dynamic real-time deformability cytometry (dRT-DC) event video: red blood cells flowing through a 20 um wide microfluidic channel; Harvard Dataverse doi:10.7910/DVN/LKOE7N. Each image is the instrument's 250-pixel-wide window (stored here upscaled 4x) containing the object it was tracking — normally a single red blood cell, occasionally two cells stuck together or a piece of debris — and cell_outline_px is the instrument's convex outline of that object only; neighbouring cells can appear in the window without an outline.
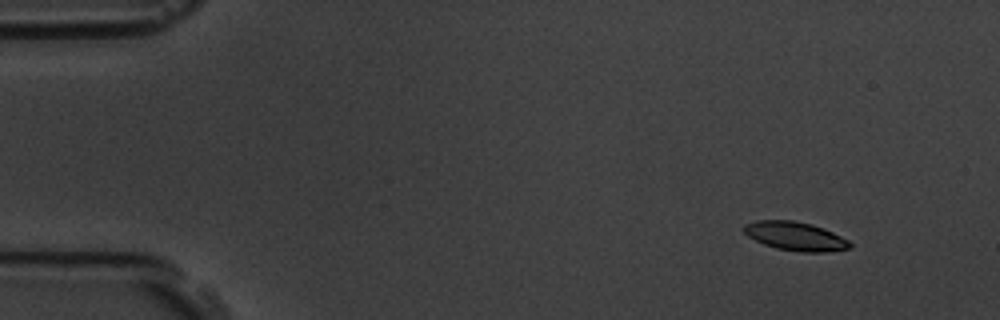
{"species": "common noctule bat (a hibernating species)", "species_latin": "Nyctalus noctula", "temperature_condition": "room temperature", "stored_images_in_passage": 5, "camera_frame_rate_fps": 3000, "um_per_image_px": 0.085, "animal": {"sex": "male", "body_mass_g": 19.5, "forearm_length_mm": 54.6}, "frame": {"image": 1, "passage_image": 1, "time_ms": 0.0, "image_size_px": [1000, 320], "cell_outline_px": [[852, 248], [824, 252], [800, 252], [776, 248], [764, 244], [748, 236], [740, 228], [744, 224], [756, 220], [792, 220], [812, 224], [824, 228], [848, 240], [852, 244]], "centroid_in_image_um": [67.58, 20.07], "position_along_channel_um": 17.4, "area_um2": 17.86}}
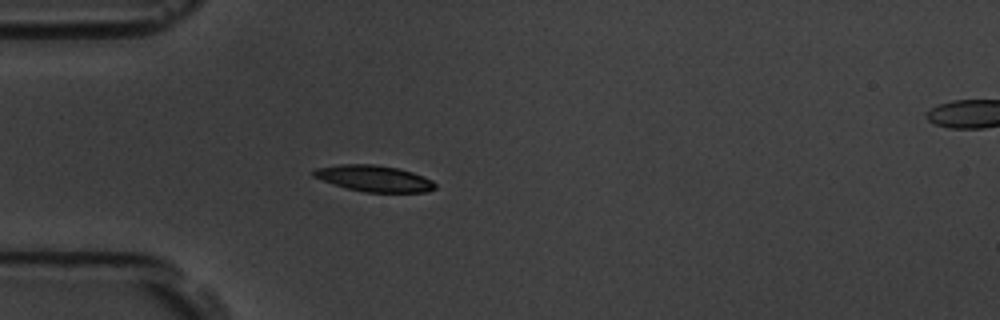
{"frame": {"image": 2, "passage_image": 4, "time_ms": 1.0, "image_size_px": [1000, 320], "cell_outline_px": [[436, 188], [424, 192], [368, 192], [348, 188], [312, 176], [312, 172], [316, 168], [340, 164], [372, 164], [396, 168], [412, 172], [432, 180], [436, 184]], "centroid_in_image_um": [31.81, 15.16], "position_along_channel_um": 53.2, "area_um2": 18.21}}